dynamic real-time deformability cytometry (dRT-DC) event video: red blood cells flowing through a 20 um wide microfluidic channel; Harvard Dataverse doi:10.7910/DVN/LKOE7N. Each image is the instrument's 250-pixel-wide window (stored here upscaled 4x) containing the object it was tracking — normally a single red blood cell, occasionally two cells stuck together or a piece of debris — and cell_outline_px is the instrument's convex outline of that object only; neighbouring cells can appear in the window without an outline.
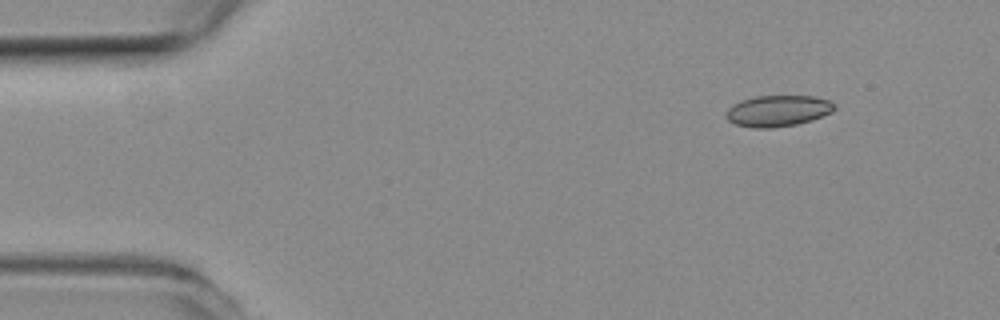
{"species": "common noctule bat (a hibernating species)", "species_latin": "Nyctalus noctula", "temperature_condition": "room temperature", "stored_images_in_passage": 49, "camera_frame_rate_fps": 3000, "um_per_image_px": 0.085, "animal": {"sex": "female", "body_mass_g": 19.3, "forearm_length_mm": 54.1}, "frame": {"image": 1, "passage_image": 1, "time_ms": 0.0, "image_size_px": [1000, 320], "cell_outline_px": [[836, 108], [832, 112], [812, 120], [796, 124], [772, 128], [756, 128], [736, 124], [728, 120], [724, 116], [728, 108], [732, 104], [740, 100], [756, 96], [812, 96], [828, 100], [836, 104]], "centroid_in_image_um": [66.11, 9.42], "position_along_channel_um": 18.9, "area_um2": 19.77}}
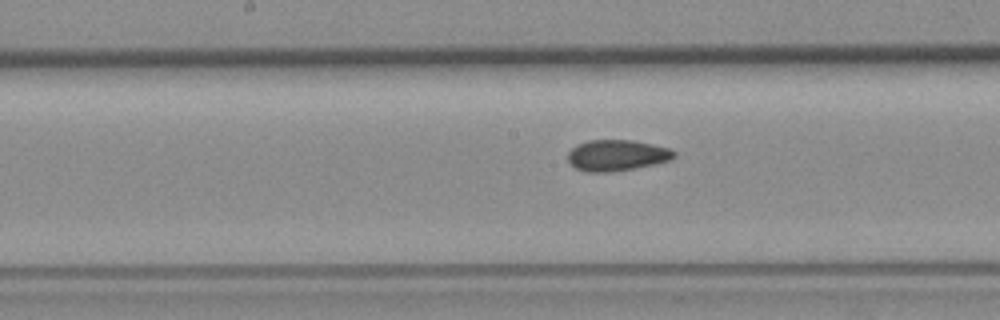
{"frame": {"image": 2, "passage_image": 22, "time_ms": 7.0, "image_size_px": [1000, 320], "cell_outline_px": [[676, 156], [672, 160], [612, 172], [588, 172], [576, 168], [568, 160], [568, 152], [576, 144], [588, 140], [632, 140], [672, 148], [676, 152]], "centroid_in_image_um": [52.45, 13.19], "position_along_channel_um": 195.8, "area_um2": 19.25}}
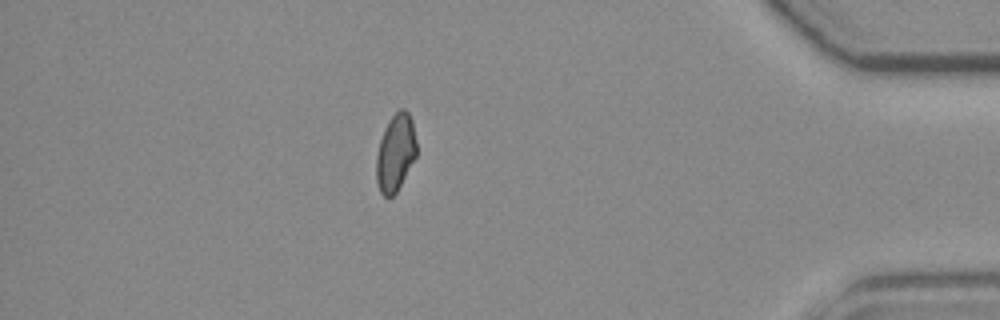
{"frame": {"image": 3, "passage_image": 42, "time_ms": 13.667, "image_size_px": [1000, 320], "cell_outline_px": [[416, 156], [396, 192], [392, 196], [384, 196], [380, 192], [376, 180], [376, 156], [380, 140], [384, 128], [388, 120], [400, 108], [404, 108], [408, 112], [412, 120], [416, 140]], "centroid_in_image_um": [33.61, 12.95], "position_along_channel_um": 401.6, "area_um2": 18.03}, "authors_computed_cell_mechanics": {"area_um2": 18.8428, "velocity_mm_per_s": 3.776, "shape_relaxation_time_tau1_ms": null, "shape_relaxation_time_tau2_ms": 1.5016, "deformation_change_tau1": null, "deformation_change_tau2": 0.0605}}